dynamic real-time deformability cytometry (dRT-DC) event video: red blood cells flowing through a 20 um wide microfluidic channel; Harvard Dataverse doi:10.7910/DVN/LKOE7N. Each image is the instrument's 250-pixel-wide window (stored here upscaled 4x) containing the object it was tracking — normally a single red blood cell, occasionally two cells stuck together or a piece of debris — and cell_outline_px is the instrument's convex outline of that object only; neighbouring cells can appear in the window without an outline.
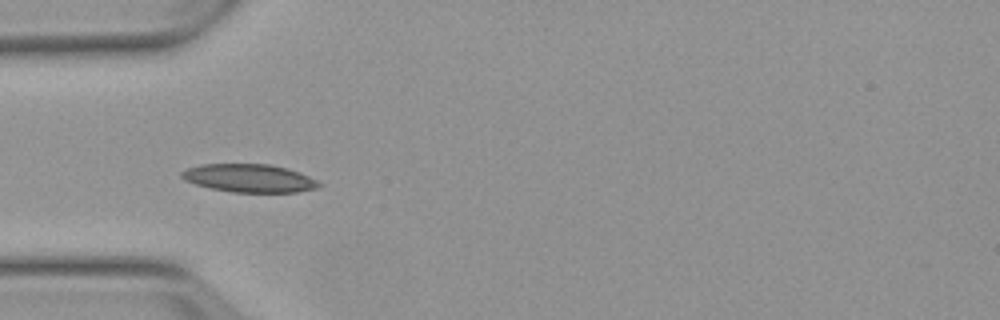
{"species": "Egyptian fruit bat (a non-hibernating species)", "species_latin": "Rousettus aegyptiacus", "temperature_condition": "warm", "stored_images_in_passage": 5, "camera_frame_rate_fps": 3000, "um_per_image_px": 0.085, "animal": {"sex": "female"}, "frame": {"image": 1, "passage_image": 5, "time_ms": 4.667, "image_size_px": [1000, 320], "cell_outline_px": [[324, 184], [316, 188], [296, 192], [232, 192], [212, 188], [196, 184], [184, 180], [180, 176], [180, 172], [188, 168], [200, 164], [268, 164], [300, 172]], "centroid_in_image_um": [21.17, 15.14], "position_along_channel_um": 63.8, "area_um2": 22.37}}